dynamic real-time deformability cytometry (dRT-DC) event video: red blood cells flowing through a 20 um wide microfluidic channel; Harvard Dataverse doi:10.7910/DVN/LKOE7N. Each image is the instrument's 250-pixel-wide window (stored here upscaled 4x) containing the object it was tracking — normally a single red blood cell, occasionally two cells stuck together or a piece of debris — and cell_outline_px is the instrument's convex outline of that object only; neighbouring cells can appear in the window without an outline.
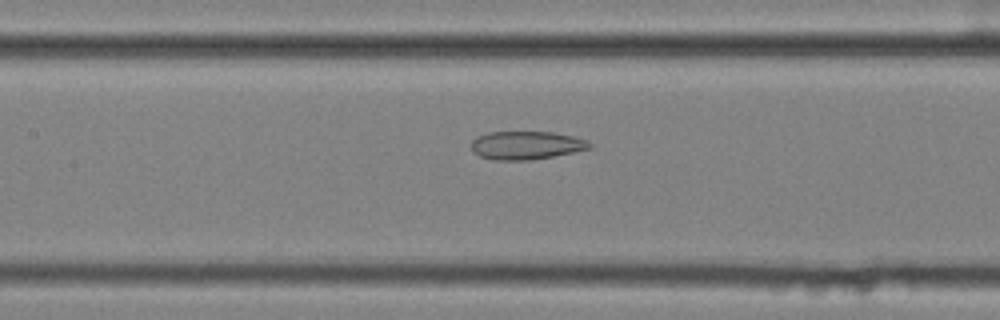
{"species": "common noctule bat (a hibernating species)", "species_latin": "Nyctalus noctula", "temperature_condition": "cold", "stored_images_in_passage": 37, "camera_frame_rate_fps": 3000, "um_per_image_px": 0.085, "animal": {"sex": "female", "body_mass_g": 25.1}, "frame": {"image": 1, "passage_image": 14, "time_ms": 4.333, "image_size_px": [1000, 320], "cell_outline_px": [[592, 148], [552, 156], [528, 160], [496, 160], [480, 156], [472, 152], [472, 140], [488, 132], [556, 132], [588, 140], [592, 144]], "centroid_in_image_um": [44.75, 12.34], "position_along_channel_um": 162.7, "area_um2": 19.36}}
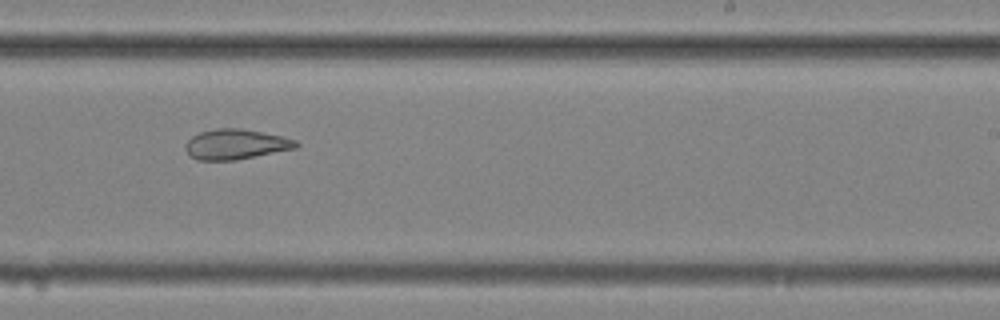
{"frame": {"image": 2, "passage_image": 23, "time_ms": 7.333, "image_size_px": [1000, 320], "cell_outline_px": [[300, 144], [296, 148], [236, 160], [196, 160], [184, 148], [184, 144], [192, 136], [200, 132], [216, 128], [240, 128], [280, 136], [296, 140]], "centroid_in_image_um": [20.02, 12.26], "position_along_channel_um": 269.0, "area_um2": 19.31}}
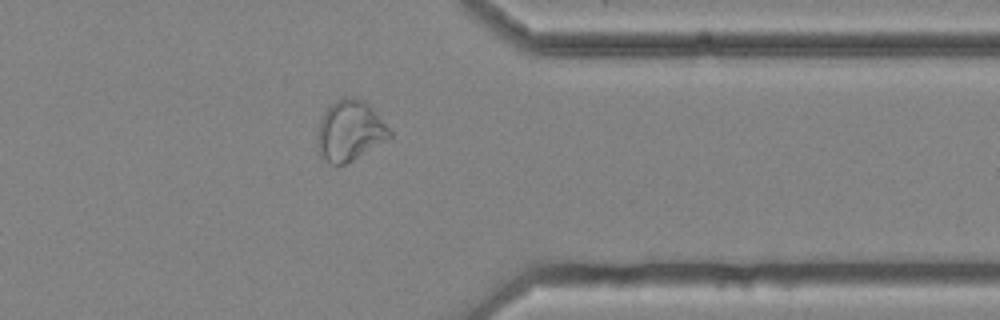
{"frame": {"image": 3, "passage_image": 33, "time_ms": 10.667, "image_size_px": [1000, 320], "cell_outline_px": [[392, 136], [352, 160], [344, 164], [332, 164], [320, 156], [320, 120], [324, 112], [336, 100], [344, 96], [352, 96], [364, 100], [372, 108], [392, 132]], "centroid_in_image_um": [29.77, 11.07], "position_along_channel_um": 381.6, "area_um2": 24.62}}